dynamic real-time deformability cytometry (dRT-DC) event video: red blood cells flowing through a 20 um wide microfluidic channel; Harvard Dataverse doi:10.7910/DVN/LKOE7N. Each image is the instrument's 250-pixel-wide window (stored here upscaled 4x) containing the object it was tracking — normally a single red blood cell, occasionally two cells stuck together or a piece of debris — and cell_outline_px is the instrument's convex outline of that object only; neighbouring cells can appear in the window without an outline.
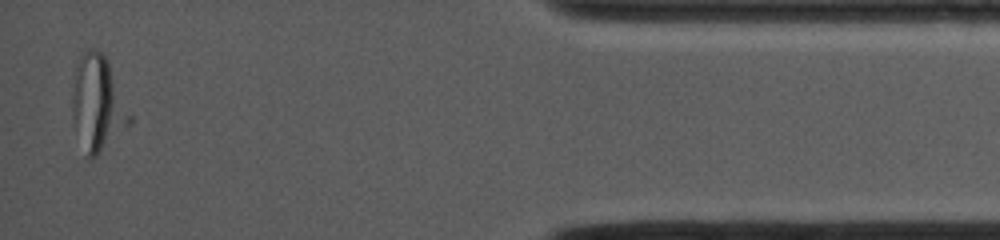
{"species": "common noctule bat (a hibernating species)", "species_latin": "Nyctalus noctula", "temperature_condition": "cold", "stored_images_in_passage": 51, "segment_of_instrument_passage": [2, 2], "camera_frame_rate_fps": 4000, "um_per_image_px": 0.085, "animal": {"sex": "female", "body_mass_g": 19.0, "forearm_length_mm": 53.3}, "frame": {"image": 1, "passage_image": 50, "time_ms": 13.5, "image_size_px": [1000, 240], "cell_outline_px": [[132, 124], [96, 156], [88, 160], [72, 124], [72, 96], [76, 68], [80, 56], [88, 48], [96, 48], [104, 56], [108, 64], [132, 116]], "centroid_in_image_um": [8.29, 8.86], "position_along_channel_um": 426.9, "area_um2": 31.67}}